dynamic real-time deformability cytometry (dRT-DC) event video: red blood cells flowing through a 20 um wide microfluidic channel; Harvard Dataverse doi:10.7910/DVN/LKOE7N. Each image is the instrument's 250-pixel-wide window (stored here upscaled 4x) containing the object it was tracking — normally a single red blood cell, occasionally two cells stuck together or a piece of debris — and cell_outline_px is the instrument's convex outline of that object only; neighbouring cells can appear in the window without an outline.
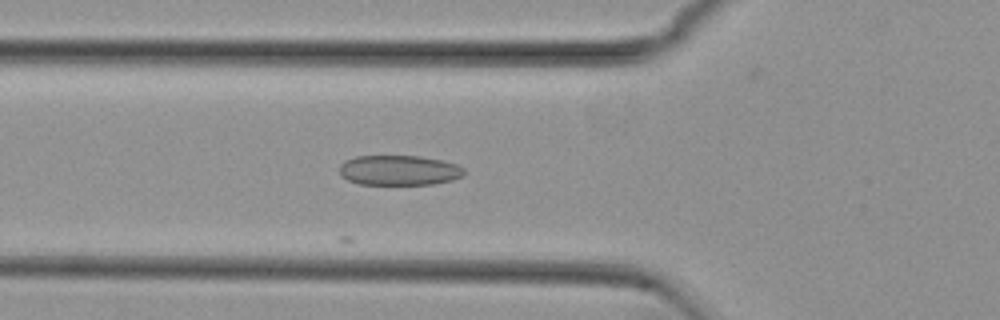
{"species": "common noctule bat (a hibernating species)", "species_latin": "Nyctalus noctula", "temperature_condition": "cold", "stored_images_in_passage": 13, "camera_frame_rate_fps": 3000, "um_per_image_px": 0.085, "animal": {"sex": "female", "body_mass_g": 29.2, "forearm_length_mm": 56.3}, "frame": {"image": 1, "passage_image": 3, "time_ms": 0.667, "image_size_px": [1000, 320], "cell_outline_px": [[464, 176], [452, 180], [432, 184], [360, 184], [348, 180], [340, 176], [340, 164], [344, 160], [356, 156], [420, 156], [440, 160], [456, 164], [464, 168]], "centroid_in_image_um": [33.9, 14.47], "position_along_channel_um": 91.9, "area_um2": 21.85}}
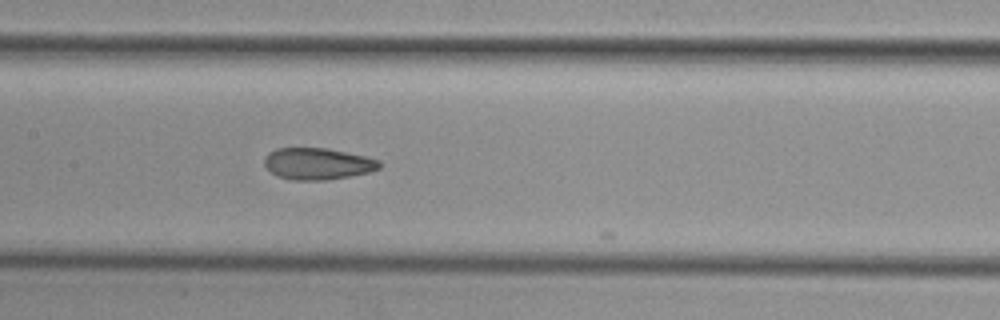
{"frame": {"image": 2, "passage_image": 10, "time_ms": 3.0, "image_size_px": [1000, 320], "cell_outline_px": [[380, 168], [368, 172], [328, 180], [292, 180], [276, 176], [264, 164], [264, 156], [268, 152], [276, 148], [328, 148], [364, 156], [380, 160]], "centroid_in_image_um": [26.96, 13.91], "position_along_channel_um": 180.4, "area_um2": 21.21}}